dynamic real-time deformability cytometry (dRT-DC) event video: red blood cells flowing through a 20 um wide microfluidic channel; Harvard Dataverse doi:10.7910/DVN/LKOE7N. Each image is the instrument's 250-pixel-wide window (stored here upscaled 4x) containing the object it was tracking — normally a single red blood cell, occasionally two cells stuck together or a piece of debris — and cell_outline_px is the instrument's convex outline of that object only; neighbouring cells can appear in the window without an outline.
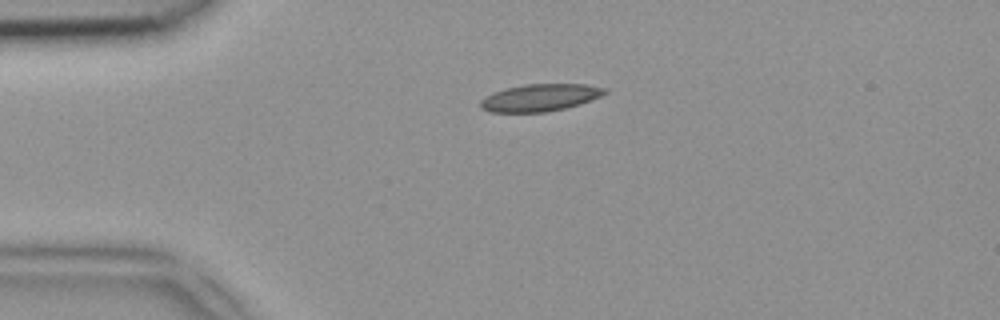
{"species": "common noctule bat (a hibernating species)", "species_latin": "Nyctalus noctula", "temperature_condition": "room temperature", "stored_images_in_passage": 32, "camera_frame_rate_fps": 3000, "um_per_image_px": 0.085, "animal": {"sex": "female", "body_mass_g": 18.4}, "frame": {"image": 1, "passage_image": 1, "time_ms": 0.0, "image_size_px": [1000, 320], "cell_outline_px": [[608, 92], [592, 100], [580, 104], [548, 112], [488, 112], [480, 108], [480, 100], [492, 92], [504, 88], [524, 84], [584, 84], [608, 88]], "centroid_in_image_um": [45.89, 8.29], "position_along_channel_um": 39.1, "area_um2": 19.94}}
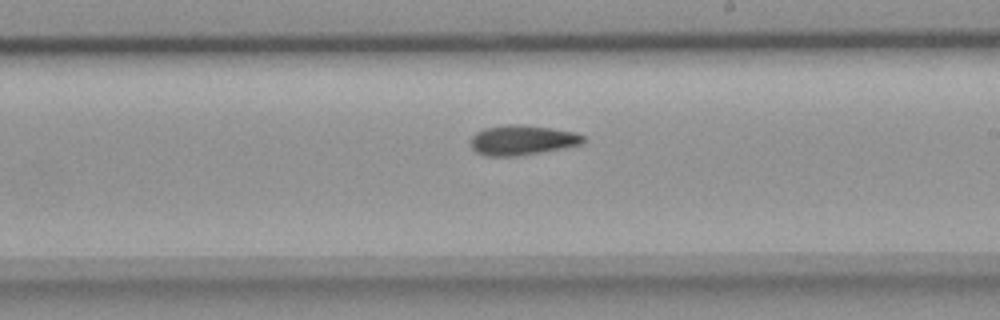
{"frame": {"image": 2, "passage_image": 18, "time_ms": 5.667, "image_size_px": [1000, 320], "cell_outline_px": [[584, 140], [580, 144], [540, 152], [516, 156], [484, 156], [476, 152], [472, 148], [472, 136], [476, 132], [484, 128], [504, 124], [520, 124], [552, 128], [576, 132], [584, 136]], "centroid_in_image_um": [44.35, 11.89], "position_along_channel_um": 244.7, "area_um2": 19.54}}
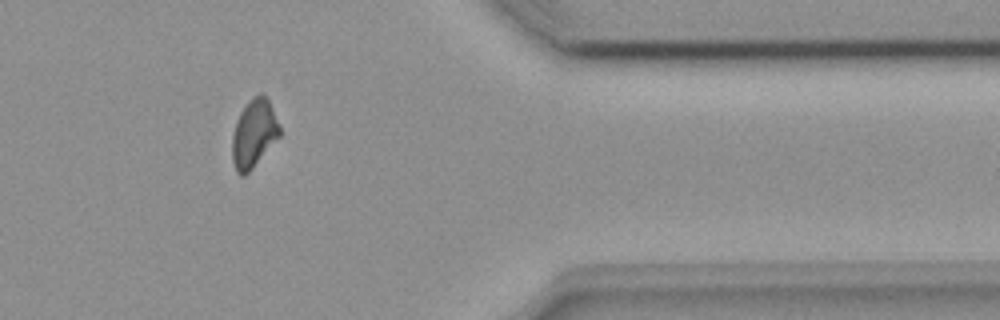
{"frame": {"image": 3, "passage_image": 30, "time_ms": 9.667, "image_size_px": [1000, 320], "cell_outline_px": [[280, 136], [252, 168], [244, 176], [240, 176], [236, 172], [232, 160], [232, 136], [240, 112], [248, 100], [252, 96], [260, 92], [264, 92], [280, 124]], "centroid_in_image_um": [21.58, 11.32], "position_along_channel_um": 389.8, "area_um2": 18.9}}